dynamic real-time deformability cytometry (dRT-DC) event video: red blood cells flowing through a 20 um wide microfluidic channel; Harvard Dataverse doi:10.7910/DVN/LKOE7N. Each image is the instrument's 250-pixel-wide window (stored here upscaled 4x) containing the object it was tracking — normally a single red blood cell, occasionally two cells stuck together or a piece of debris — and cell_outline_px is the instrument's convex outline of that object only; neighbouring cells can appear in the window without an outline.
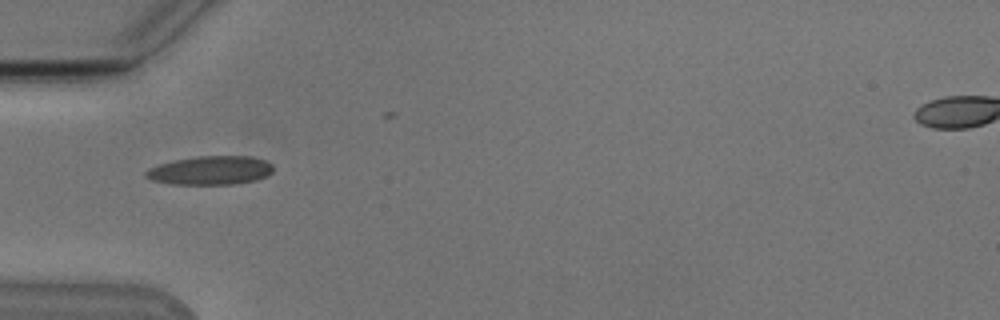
{"species": "Egyptian fruit bat (a non-hibernating species)", "species_latin": "Rousettus aegyptiacus", "temperature_condition": "cold", "stored_images_in_passage": 29, "camera_frame_rate_fps": 3000, "um_per_image_px": 0.085, "animal": {"sex": "male"}, "frame": {"image": 1, "passage_image": 1, "time_ms": 0.0, "image_size_px": [1000, 320], "cell_outline_px": [[272, 172], [256, 180], [232, 184], [168, 184], [152, 180], [144, 176], [144, 172], [148, 168], [160, 164], [176, 160], [196, 156], [252, 156], [264, 160], [272, 164]], "centroid_in_image_um": [17.85, 14.48], "position_along_channel_um": 67.1, "area_um2": 21.27}}
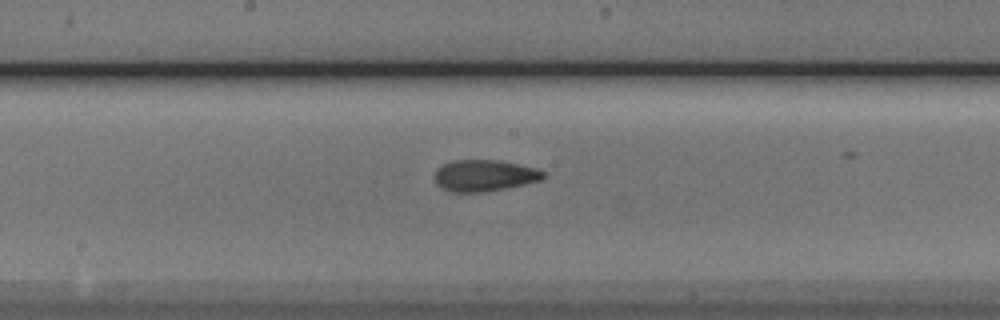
{"frame": {"image": 2, "passage_image": 12, "time_ms": 3.667, "image_size_px": [1000, 320], "cell_outline_px": [[548, 176], [540, 180], [508, 188], [484, 192], [448, 192], [440, 188], [436, 184], [436, 168], [452, 160], [500, 160], [536, 168], [548, 172]], "centroid_in_image_um": [41.2, 14.93], "position_along_channel_um": 207.0, "area_um2": 20.23}}
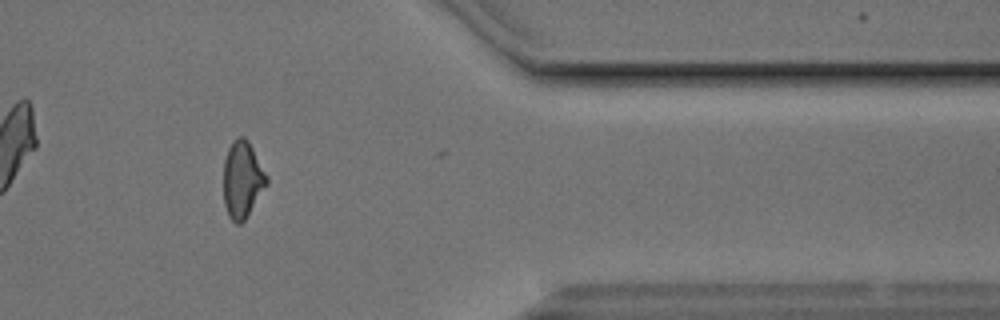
{"frame": {"image": 3, "passage_image": 28, "time_ms": 9.0, "image_size_px": [1000, 320], "cell_outline_px": [[268, 184], [244, 220], [240, 224], [236, 224], [228, 216], [224, 204], [224, 160], [228, 148], [232, 140], [236, 136], [244, 136], [248, 140], [268, 176]], "centroid_in_image_um": [20.6, 15.24], "position_along_channel_um": 390.8, "area_um2": 19.42}, "authors_computed_cell_mechanics": {"area_um2": 19.5942, "velocity_mm_per_s": 3.8295, "shape_relaxation_time_tau1_ms": 4.0878, "shape_relaxation_time_tau2_ms": 1.8465, "deformation_change_tau1": 0.1572, "deformation_change_tau2": 0.0942}}